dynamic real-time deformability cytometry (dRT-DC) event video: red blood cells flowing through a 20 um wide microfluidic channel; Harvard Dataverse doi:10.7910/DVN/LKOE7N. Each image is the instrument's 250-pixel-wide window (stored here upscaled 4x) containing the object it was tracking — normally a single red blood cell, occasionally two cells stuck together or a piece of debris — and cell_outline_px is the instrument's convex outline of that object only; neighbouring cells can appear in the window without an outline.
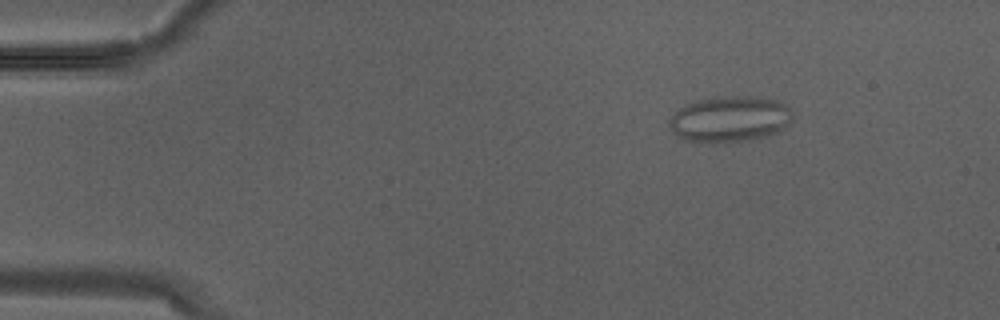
{"species": "Egyptian fruit bat (a non-hibernating species)", "species_latin": "Rousettus aegyptiacus", "temperature_condition": "warm", "stored_images_in_passage": 3, "camera_frame_rate_fps": 3000, "um_per_image_px": 0.085, "animal": {"sex": "male"}, "frame": {"image": 1, "passage_image": 1, "time_ms": 0.0, "image_size_px": [1000, 320], "cell_outline_px": [[792, 120], [780, 132], [768, 136], [752, 140], [716, 144], [700, 144], [684, 140], [676, 136], [672, 132], [668, 124], [668, 120], [684, 104], [700, 100], [732, 96], [748, 96], [776, 100], [784, 104], [792, 112]], "centroid_in_image_um": [62.01, 10.18], "position_along_channel_um": 23.0, "area_um2": 33.58}}